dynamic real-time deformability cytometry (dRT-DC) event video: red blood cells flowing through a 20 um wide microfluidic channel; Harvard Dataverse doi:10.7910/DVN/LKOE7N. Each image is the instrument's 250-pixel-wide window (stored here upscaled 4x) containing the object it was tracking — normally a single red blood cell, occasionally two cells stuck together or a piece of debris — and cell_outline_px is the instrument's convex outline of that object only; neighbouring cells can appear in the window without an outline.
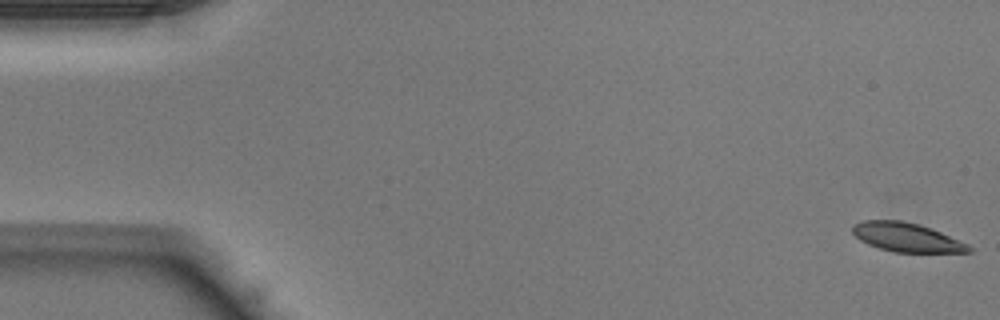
{"species": "Egyptian fruit bat (a non-hibernating species)", "species_latin": "Rousettus aegyptiacus", "temperature_condition": "warm", "stored_images_in_passage": 43, "camera_frame_rate_fps": 3000, "um_per_image_px": 0.085, "animal": {"sex": "male"}, "frame": {"image": 1, "passage_image": 1, "time_ms": 0.0, "image_size_px": [1000, 320], "cell_outline_px": [[972, 252], [892, 252], [868, 244], [860, 240], [852, 232], [852, 224], [864, 220], [900, 220], [920, 224], [940, 232], [968, 244], [972, 248]], "centroid_in_image_um": [77.04, 20.16], "position_along_channel_um": 8.0, "area_um2": 19.54}}
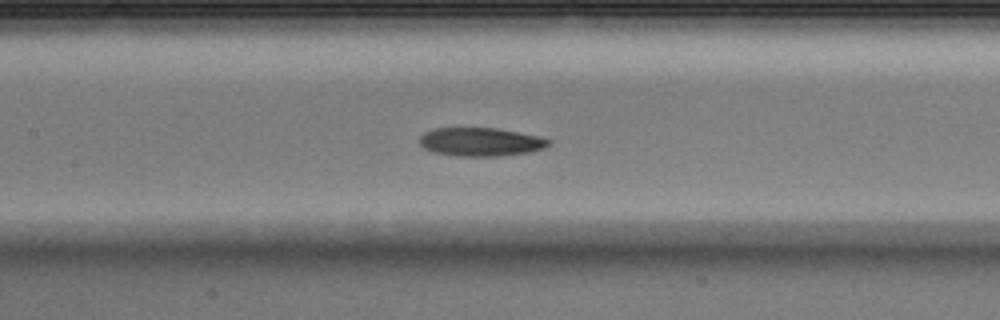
{"frame": {"image": 2, "passage_image": 20, "time_ms": 6.333, "image_size_px": [1000, 320], "cell_outline_px": [[552, 144], [544, 148], [528, 152], [500, 156], [456, 156], [436, 152], [424, 148], [420, 144], [420, 136], [424, 132], [432, 128], [496, 128], [540, 136], [552, 140]], "centroid_in_image_um": [40.88, 12.05], "position_along_channel_um": 166.5, "area_um2": 21.5}}
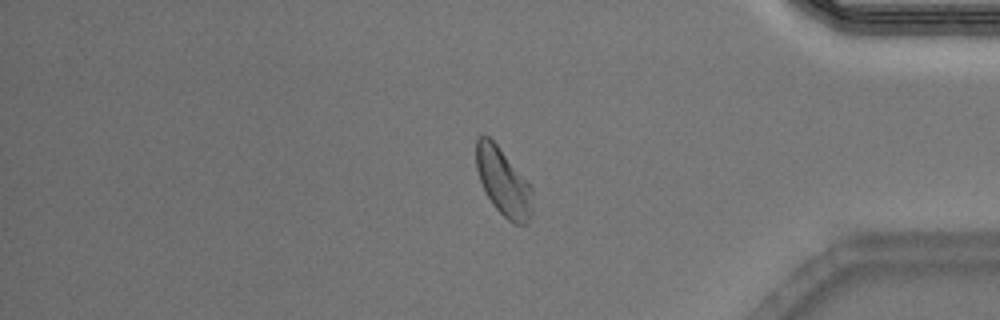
{"frame": {"image": 3, "passage_image": 36, "time_ms": 11.667, "image_size_px": [1000, 320], "cell_outline_px": [[532, 212], [528, 224], [516, 224], [508, 220], [492, 204], [480, 180], [476, 168], [476, 140], [480, 136], [488, 136], [496, 144], [532, 188]], "centroid_in_image_um": [42.78, 15.5], "position_along_channel_um": 392.4, "area_um2": 21.62}}